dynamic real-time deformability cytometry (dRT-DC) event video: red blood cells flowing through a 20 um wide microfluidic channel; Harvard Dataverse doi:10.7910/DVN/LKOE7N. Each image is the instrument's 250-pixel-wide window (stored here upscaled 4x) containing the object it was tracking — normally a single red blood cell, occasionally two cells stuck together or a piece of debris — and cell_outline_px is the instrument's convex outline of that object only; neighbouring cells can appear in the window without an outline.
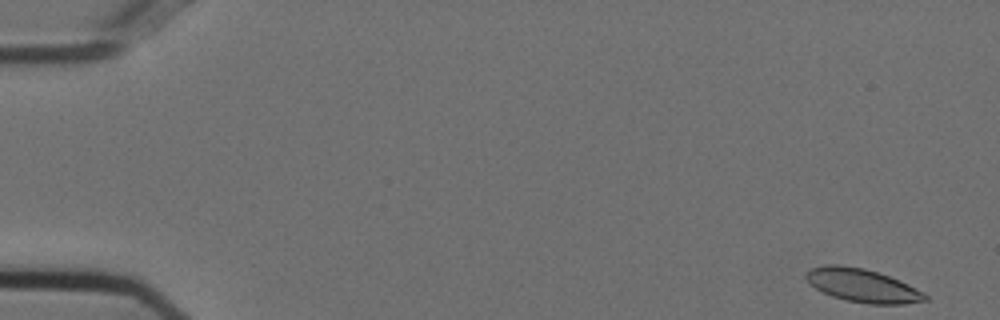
{"species": "Egyptian fruit bat (a non-hibernating species)", "species_latin": "Rousettus aegyptiacus", "temperature_condition": "cold", "stored_images_in_passage": 20, "camera_frame_rate_fps": 3000, "um_per_image_px": 0.085, "animal": {"sex": "female"}, "frame": {"image": 1, "passage_image": 1, "time_ms": 0.0, "image_size_px": [1000, 320], "cell_outline_px": [[928, 300], [904, 304], [868, 304], [848, 300], [832, 296], [816, 288], [804, 276], [804, 272], [812, 268], [824, 264], [840, 264], [864, 268], [900, 280], [924, 292], [928, 296]], "centroid_in_image_um": [73.32, 24.26], "position_along_channel_um": 11.7, "area_um2": 23.06}}
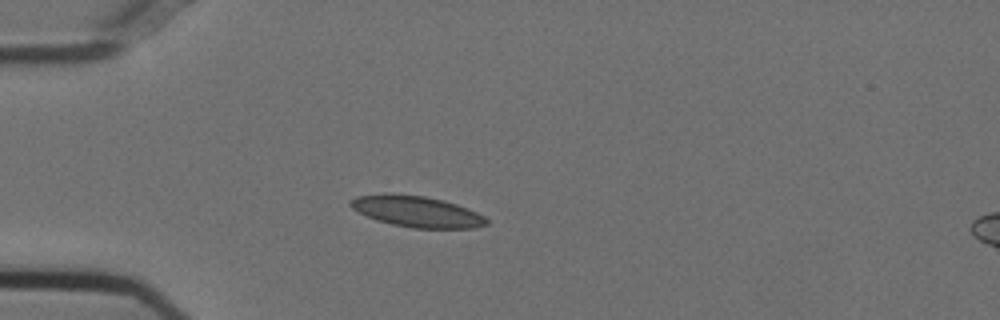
{"frame": {"image": 2, "passage_image": 14, "time_ms": 4.333, "image_size_px": [1000, 320], "cell_outline_px": [[488, 224], [476, 228], [412, 228], [392, 224], [376, 220], [352, 208], [348, 204], [348, 200], [356, 196], [424, 196], [444, 200], [456, 204], [476, 212], [484, 216], [488, 220]], "centroid_in_image_um": [35.49, 18.02], "position_along_channel_um": 49.5, "area_um2": 23.81}}
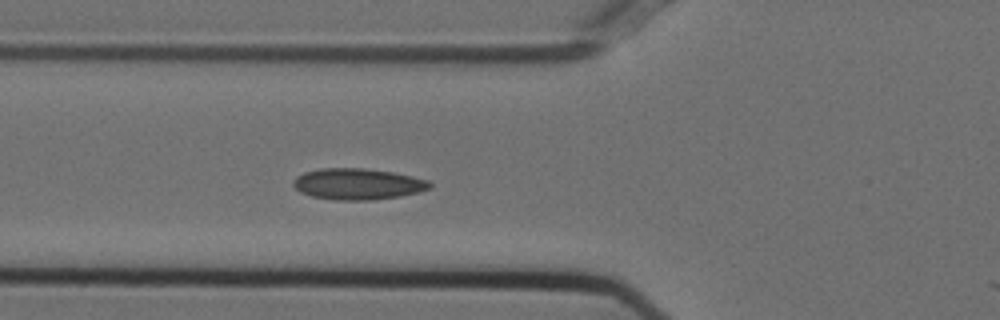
{"frame": {"image": 3, "passage_image": 19, "time_ms": 6.0, "image_size_px": [1000, 320], "cell_outline_px": [[432, 188], [420, 192], [400, 196], [372, 200], [336, 200], [312, 196], [300, 192], [292, 184], [296, 176], [304, 172], [320, 168], [364, 168], [392, 172], [412, 176], [428, 180], [432, 184]], "centroid_in_image_um": [30.42, 15.64], "position_along_channel_um": 95.4, "area_um2": 24.91}}